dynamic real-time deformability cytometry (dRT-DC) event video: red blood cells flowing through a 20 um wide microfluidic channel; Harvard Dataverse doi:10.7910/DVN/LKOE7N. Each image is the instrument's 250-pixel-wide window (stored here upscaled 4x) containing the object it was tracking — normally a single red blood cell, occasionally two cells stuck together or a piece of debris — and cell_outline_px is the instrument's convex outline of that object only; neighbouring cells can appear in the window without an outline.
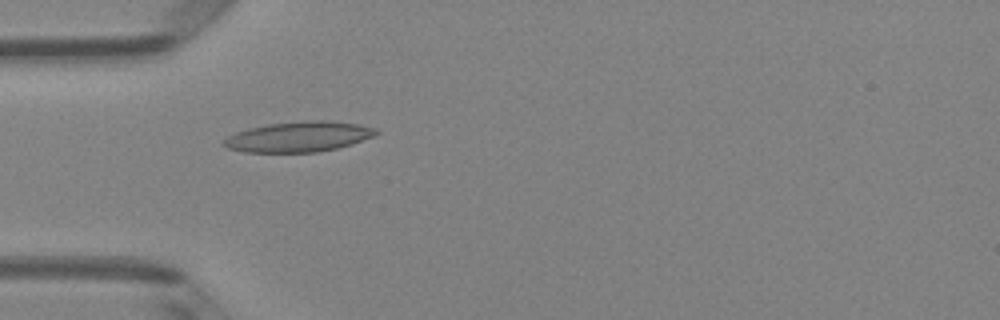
{"species": "Egyptian fruit bat (a non-hibernating species)", "species_latin": "Rousettus aegyptiacus", "temperature_condition": "room temperature", "stored_images_in_passage": 49, "camera_frame_rate_fps": 3000, "um_per_image_px": 0.085, "animal": {"sex": "female"}, "frame": {"image": 1, "passage_image": 15, "time_ms": 4.667, "image_size_px": [1000, 320], "cell_outline_px": [[380, 132], [376, 136], [352, 144], [336, 148], [316, 152], [244, 152], [228, 148], [220, 144], [228, 136], [236, 132], [268, 124], [312, 120], [324, 120], [356, 124], [376, 128]], "centroid_in_image_um": [25.41, 11.63], "position_along_channel_um": 59.6, "area_um2": 26.76}}
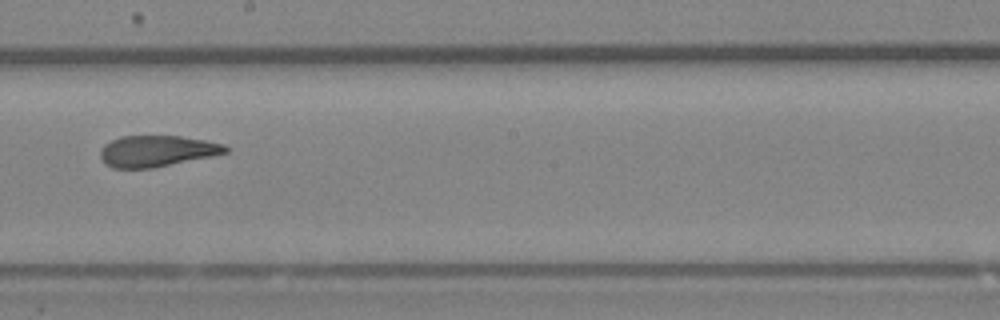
{"frame": {"image": 2, "passage_image": 28, "time_ms": 9.0, "image_size_px": [1000, 320], "cell_outline_px": [[228, 152], [212, 156], [152, 168], [112, 168], [104, 164], [100, 156], [100, 152], [104, 144], [120, 136], [180, 136], [204, 140], [224, 144], [228, 148]], "centroid_in_image_um": [13.31, 12.84], "position_along_channel_um": 234.9, "area_um2": 22.72}}
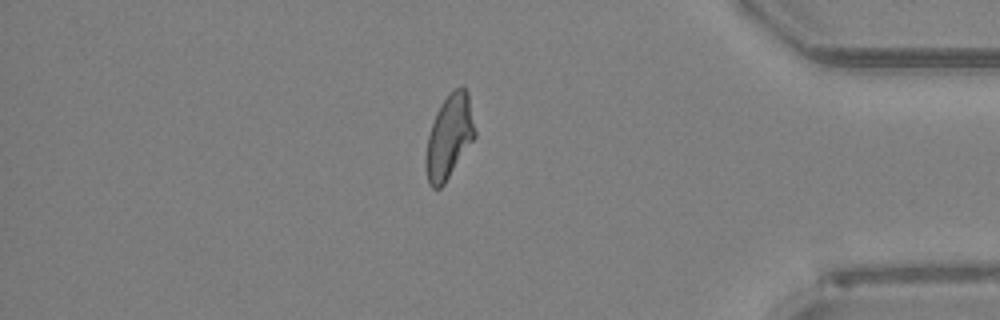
{"frame": {"image": 3, "passage_image": 42, "time_ms": 13.667, "image_size_px": [1000, 320], "cell_outline_px": [[476, 136], [444, 184], [440, 188], [432, 188], [428, 184], [424, 160], [428, 136], [436, 112], [440, 104], [448, 92], [460, 84], [464, 84], [468, 92], [476, 132]], "centroid_in_image_um": [38.18, 11.57], "position_along_channel_um": 397.0, "area_um2": 24.28}, "authors_computed_cell_mechanics": {"area_um2": 24.2182, "velocity_mm_per_s": 4.1244, "shape_relaxation_time_tau1_ms": 10.8141, "shape_relaxation_time_tau2_ms": 1.8326, "deformation_change_tau1": 0.272, "deformation_change_tau2": 0.0955}}